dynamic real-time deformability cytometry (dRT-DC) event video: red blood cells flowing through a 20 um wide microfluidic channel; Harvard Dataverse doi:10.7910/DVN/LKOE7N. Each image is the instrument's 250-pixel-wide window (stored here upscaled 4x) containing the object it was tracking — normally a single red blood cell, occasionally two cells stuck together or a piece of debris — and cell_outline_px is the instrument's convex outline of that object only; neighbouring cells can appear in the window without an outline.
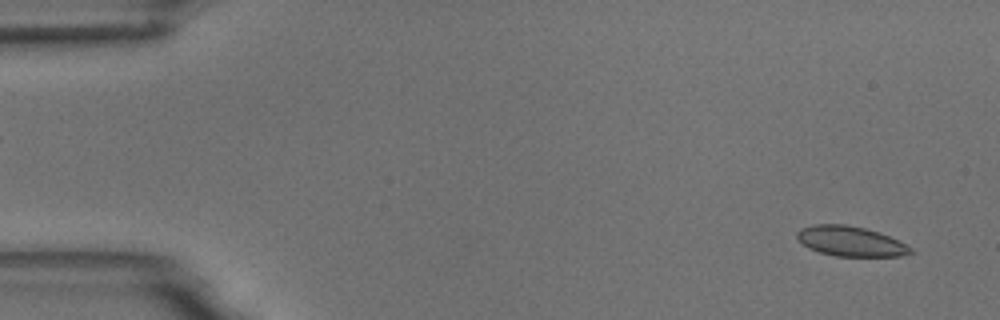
{"species": "common noctule bat (a hibernating species)", "species_latin": "Nyctalus noctula", "temperature_condition": "room temperature", "stored_images_in_passage": 53, "camera_frame_rate_fps": 3000, "um_per_image_px": 0.085, "animal": {"sex": "male", "body_mass_g": 18.8}, "frame": {"image": 1, "passage_image": 1, "time_ms": 0.0, "image_size_px": [1000, 320], "cell_outline_px": [[912, 252], [900, 256], [836, 256], [820, 252], [808, 248], [796, 236], [796, 232], [800, 228], [812, 224], [844, 224], [864, 228], [880, 232], [912, 248]], "centroid_in_image_um": [72.25, 20.5], "position_along_channel_um": 12.7, "area_um2": 19.65}}
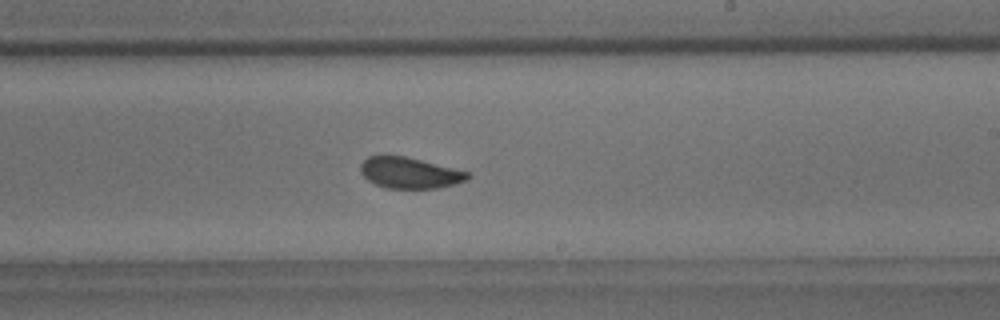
{"frame": {"image": 2, "passage_image": 31, "time_ms": 10.0, "image_size_px": [1000, 320], "cell_outline_px": [[472, 176], [468, 180], [436, 188], [388, 188], [376, 184], [368, 180], [360, 172], [360, 164], [368, 156], [404, 156], [468, 172]], "centroid_in_image_um": [34.8, 14.7], "position_along_channel_um": 254.2, "area_um2": 19.02}}
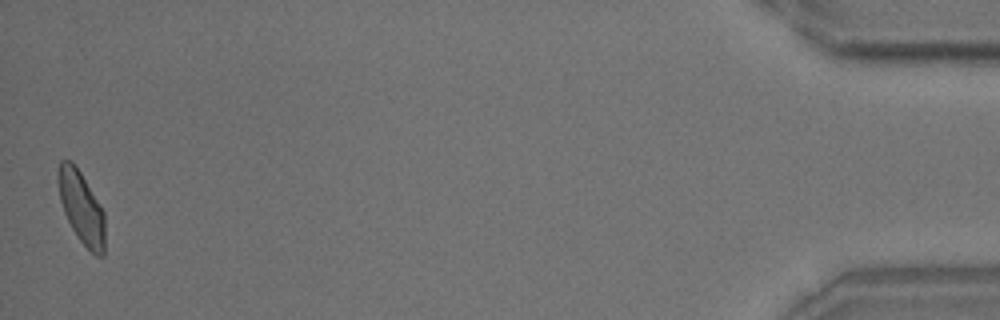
{"frame": {"image": 3, "passage_image": 53, "time_ms": 17.333, "image_size_px": [1000, 320], "cell_outline_px": [[104, 256], [96, 256], [80, 240], [72, 228], [64, 212], [60, 200], [56, 180], [56, 176], [60, 160], [72, 160], [80, 172], [104, 212]], "centroid_in_image_um": [6.89, 17.6], "position_along_channel_um": 428.3, "area_um2": 19.54}, "authors_computed_cell_mechanics": {"area_um2": 19.941, "velocity_mm_per_s": 3.6236, "shape_relaxation_time_tau1_ms": 3.5971, "shape_relaxation_time_tau2_ms": 1.5854, "deformation_change_tau1": 0.0911, "deformation_change_tau2": 0.0509}}